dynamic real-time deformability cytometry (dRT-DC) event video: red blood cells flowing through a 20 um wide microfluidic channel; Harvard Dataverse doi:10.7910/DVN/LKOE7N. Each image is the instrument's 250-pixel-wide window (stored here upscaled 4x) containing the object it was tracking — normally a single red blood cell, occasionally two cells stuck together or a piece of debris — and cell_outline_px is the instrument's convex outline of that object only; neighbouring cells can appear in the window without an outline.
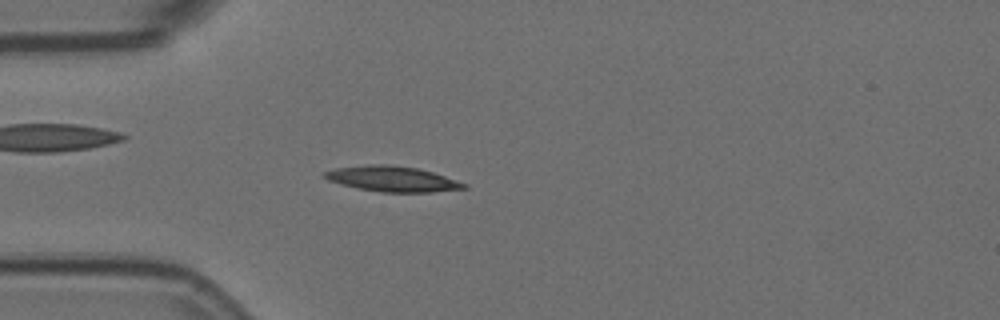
{"species": "Egyptian fruit bat (a non-hibernating species)", "species_latin": "Rousettus aegyptiacus", "temperature_condition": "room temperature", "stored_images_in_passage": 45, "camera_frame_rate_fps": 3000, "um_per_image_px": 0.085, "animal": {"sex": "female"}, "frame": {"image": 1, "passage_image": 4, "time_ms": 1.0, "image_size_px": [1000, 320], "cell_outline_px": [[468, 188], [432, 192], [380, 192], [356, 188], [340, 184], [328, 180], [320, 172], [336, 168], [368, 164], [384, 164], [416, 168], [432, 172], [468, 184]], "centroid_in_image_um": [33.31, 15.21], "position_along_channel_um": 51.7, "area_um2": 20.63}}
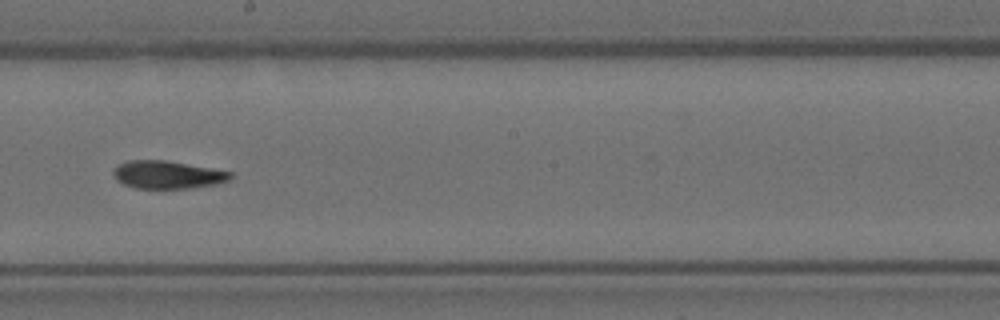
{"frame": {"image": 2, "passage_image": 20, "time_ms": 6.333, "image_size_px": [1000, 320], "cell_outline_px": [[232, 176], [228, 180], [216, 184], [188, 188], [136, 188], [124, 184], [116, 180], [112, 172], [116, 164], [128, 160], [164, 160], [232, 172]], "centroid_in_image_um": [14.17, 14.84], "position_along_channel_um": 234.0, "area_um2": 18.84}}
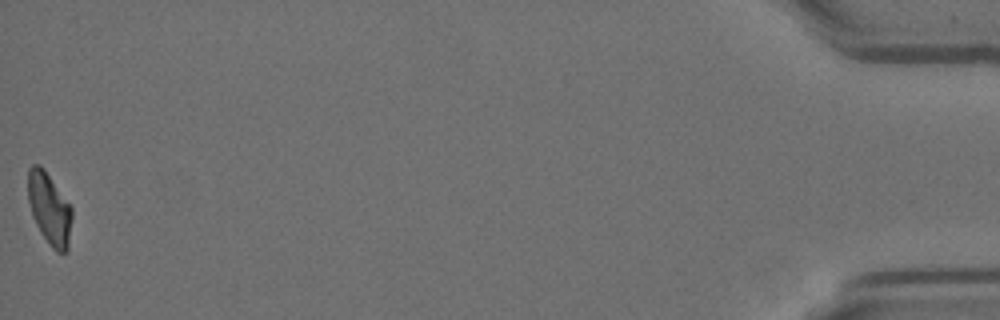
{"frame": {"image": 3, "passage_image": 45, "time_ms": 14.667, "image_size_px": [1000, 320], "cell_outline_px": [[72, 220], [68, 248], [64, 252], [56, 252], [52, 248], [40, 232], [32, 216], [28, 200], [28, 168], [32, 164], [40, 164], [44, 168], [72, 208]], "centroid_in_image_um": [4.19, 17.73], "position_along_channel_um": 431.0, "area_um2": 18.44}, "authors_computed_cell_mechanics": {"area_um2": 19.1318, "velocity_mm_per_s": 3.5728, "shape_relaxation_time_tau1_ms": 11.1946, "shape_relaxation_time_tau2_ms": 7.0631, "deformation_change_tau1": 0.2704, "deformation_change_tau2": 0.1443}}